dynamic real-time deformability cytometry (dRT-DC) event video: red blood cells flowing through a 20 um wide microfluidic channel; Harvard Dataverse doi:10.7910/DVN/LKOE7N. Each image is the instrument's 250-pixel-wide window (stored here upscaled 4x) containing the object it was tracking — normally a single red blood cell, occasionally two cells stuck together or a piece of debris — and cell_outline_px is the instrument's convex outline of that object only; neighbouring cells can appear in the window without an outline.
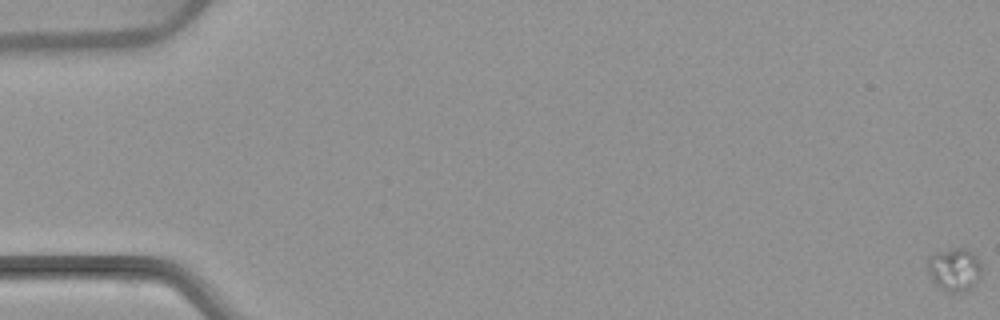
{"species": "common noctule bat (a hibernating species)", "species_latin": "Nyctalus noctula", "temperature_condition": "warm", "stored_images_in_passage": 6, "camera_frame_rate_fps": 3000, "um_per_image_px": 0.085, "animal": {"sex": "female", "body_mass_g": 22.7, "forearm_length_mm": 54.2}, "frame": {"image": 1, "passage_image": 1, "time_ms": 0.0, "image_size_px": [1000, 320], "cell_outline_px": [[980, 272], [976, 284], [972, 288], [964, 292], [944, 292], [932, 280], [928, 272], [928, 256], [936, 252], [952, 248], [964, 248], [972, 252], [980, 260]], "centroid_in_image_um": [81.11, 22.92], "position_along_channel_um": 3.9, "area_um2": 13.7}}